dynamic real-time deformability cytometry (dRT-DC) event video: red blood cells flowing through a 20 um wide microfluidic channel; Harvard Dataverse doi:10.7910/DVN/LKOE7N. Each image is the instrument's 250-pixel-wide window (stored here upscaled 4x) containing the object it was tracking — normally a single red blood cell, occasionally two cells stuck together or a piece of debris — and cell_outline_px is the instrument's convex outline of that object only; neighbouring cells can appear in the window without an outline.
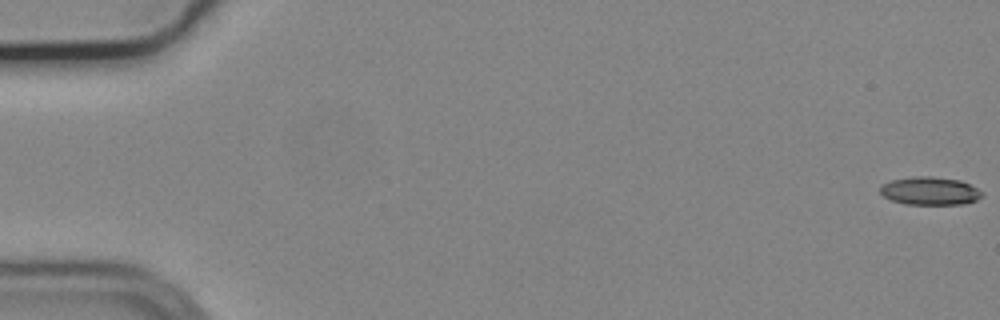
{"species": "common noctule bat (a hibernating species)", "species_latin": "Nyctalus noctula", "temperature_condition": "cold", "stored_images_in_passage": 56, "camera_frame_rate_fps": 3000, "um_per_image_px": 0.085, "animal": {"sex": "male", "body_mass_g": 19.2, "forearm_length_mm": 51.8}, "frame": {"image": 1, "passage_image": 1, "time_ms": 0.0, "image_size_px": [1000, 320], "cell_outline_px": [[984, 196], [976, 200], [960, 204], [904, 204], [892, 200], [884, 196], [880, 192], [880, 184], [892, 180], [912, 176], [932, 176], [960, 180], [984, 192]], "centroid_in_image_um": [79.03, 16.22], "position_along_channel_um": 6.0, "area_um2": 16.7}}
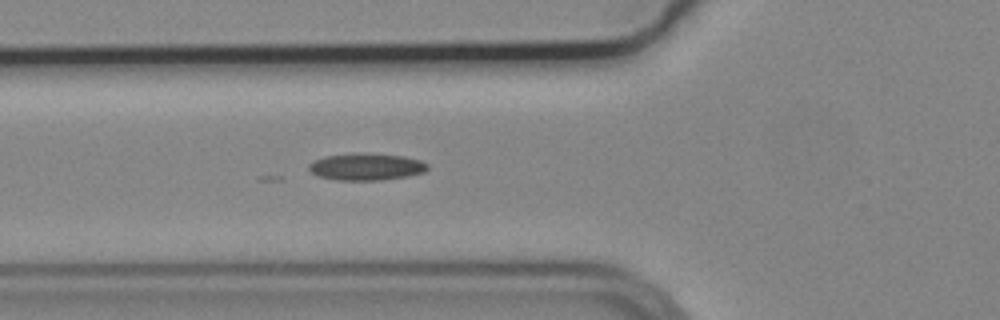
{"frame": {"image": 2, "passage_image": 21, "time_ms": 6.667, "image_size_px": [1000, 320], "cell_outline_px": [[428, 168], [424, 172], [408, 176], [380, 180], [336, 180], [320, 176], [312, 172], [308, 168], [308, 164], [324, 156], [352, 152], [364, 152], [404, 156], [420, 160], [428, 164]], "centroid_in_image_um": [31.14, 14.15], "position_along_channel_um": 94.7, "area_um2": 18.84}}
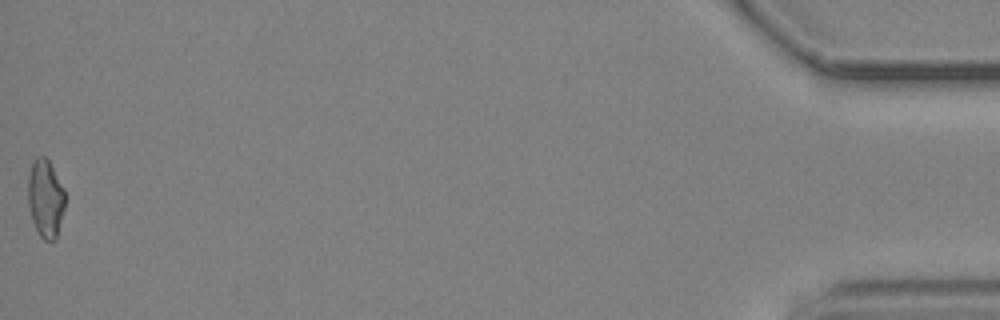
{"frame": {"image": 3, "passage_image": 56, "time_ms": 18.333, "image_size_px": [1000, 320], "cell_outline_px": [[64, 208], [56, 236], [52, 240], [44, 240], [40, 236], [32, 220], [28, 208], [28, 176], [32, 164], [36, 156], [44, 156], [48, 160], [64, 188]], "centroid_in_image_um": [3.84, 16.84], "position_along_channel_um": 431.4, "area_um2": 16.59}}